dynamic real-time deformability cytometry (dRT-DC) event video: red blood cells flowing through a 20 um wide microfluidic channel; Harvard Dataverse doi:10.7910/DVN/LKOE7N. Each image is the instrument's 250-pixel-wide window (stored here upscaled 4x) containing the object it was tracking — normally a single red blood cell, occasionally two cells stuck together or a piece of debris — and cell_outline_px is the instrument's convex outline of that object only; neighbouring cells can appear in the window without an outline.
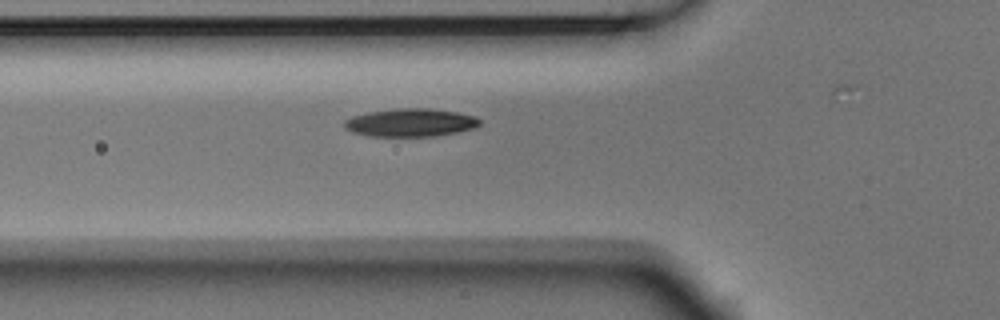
{"species": "Egyptian fruit bat (a non-hibernating species)", "species_latin": "Rousettus aegyptiacus", "temperature_condition": "room temperature", "stored_images_in_passage": 4, "camera_frame_rate_fps": 3000, "um_per_image_px": 0.085, "animal": {"sex": "male"}, "frame": {"image": 1, "passage_image": 4, "time_ms": 1.0, "image_size_px": [1000, 320], "cell_outline_px": [[480, 124], [476, 128], [436, 136], [368, 136], [352, 132], [344, 128], [344, 120], [352, 116], [368, 112], [396, 108], [428, 108], [456, 112], [476, 116], [480, 120]], "centroid_in_image_um": [34.88, 10.42], "position_along_channel_um": 90.9, "area_um2": 22.25}}